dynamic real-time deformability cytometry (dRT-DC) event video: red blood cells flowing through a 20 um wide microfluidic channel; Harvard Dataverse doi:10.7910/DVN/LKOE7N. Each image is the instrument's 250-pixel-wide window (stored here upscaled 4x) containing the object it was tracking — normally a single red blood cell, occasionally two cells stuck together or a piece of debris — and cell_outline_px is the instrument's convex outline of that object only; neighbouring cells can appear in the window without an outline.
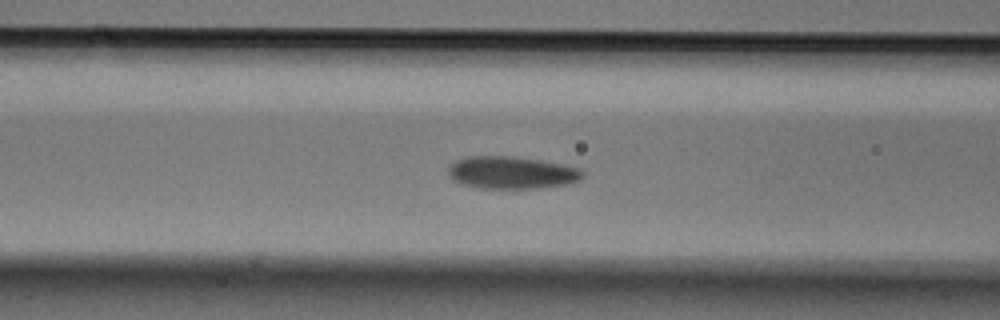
{"species": "Egyptian fruit bat (a non-hibernating species)", "species_latin": "Rousettus aegyptiacus", "temperature_condition": "cold", "stored_images_in_passage": 17, "camera_frame_rate_fps": 3000, "um_per_image_px": 0.085, "animal": {"sex": "male"}, "frame": {"image": 1, "passage_image": 3, "time_ms": 0.667, "image_size_px": [1000, 320], "cell_outline_px": [[584, 176], [576, 184], [544, 188], [472, 188], [460, 184], [452, 180], [448, 176], [448, 164], [464, 156], [516, 156], [564, 164], [580, 168], [584, 172]], "centroid_in_image_um": [43.5, 14.68], "position_along_channel_um": 123.1, "area_um2": 26.3}}
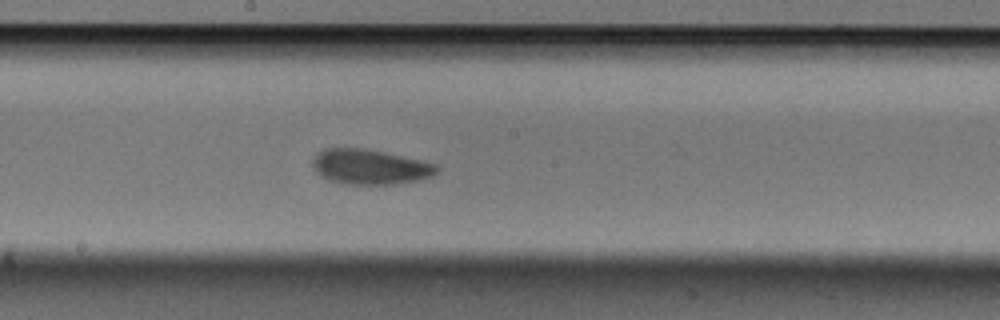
{"frame": {"image": 2, "passage_image": 10, "time_ms": 3.0, "image_size_px": [1000, 320], "cell_outline_px": [[444, 168], [436, 176], [428, 180], [400, 184], [368, 188], [340, 184], [324, 180], [312, 168], [312, 156], [316, 152], [324, 148], [368, 148], [428, 160], [440, 164]], "centroid_in_image_um": [31.57, 14.23], "position_along_channel_um": 216.6, "area_um2": 28.03}}
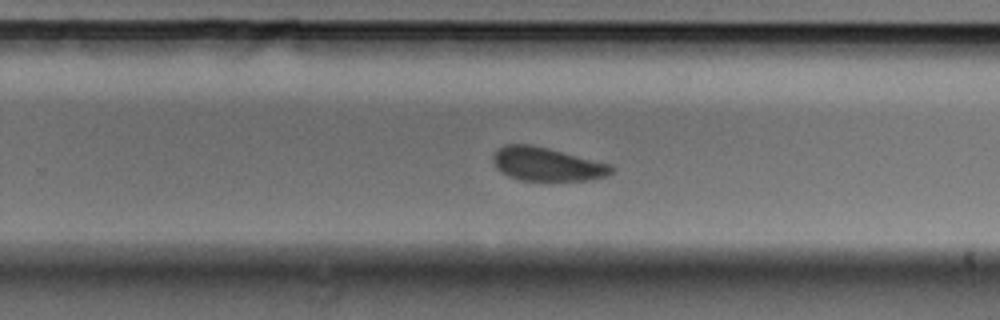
{"frame": {"image": 3, "passage_image": 15, "time_ms": 4.667, "image_size_px": [1000, 320], "cell_outline_px": [[616, 168], [608, 176], [592, 180], [552, 184], [544, 184], [520, 180], [508, 176], [500, 172], [492, 164], [492, 156], [496, 148], [504, 144], [532, 144], [612, 164]], "centroid_in_image_um": [46.5, 14.01], "position_along_channel_um": 283.3, "area_um2": 24.74}}